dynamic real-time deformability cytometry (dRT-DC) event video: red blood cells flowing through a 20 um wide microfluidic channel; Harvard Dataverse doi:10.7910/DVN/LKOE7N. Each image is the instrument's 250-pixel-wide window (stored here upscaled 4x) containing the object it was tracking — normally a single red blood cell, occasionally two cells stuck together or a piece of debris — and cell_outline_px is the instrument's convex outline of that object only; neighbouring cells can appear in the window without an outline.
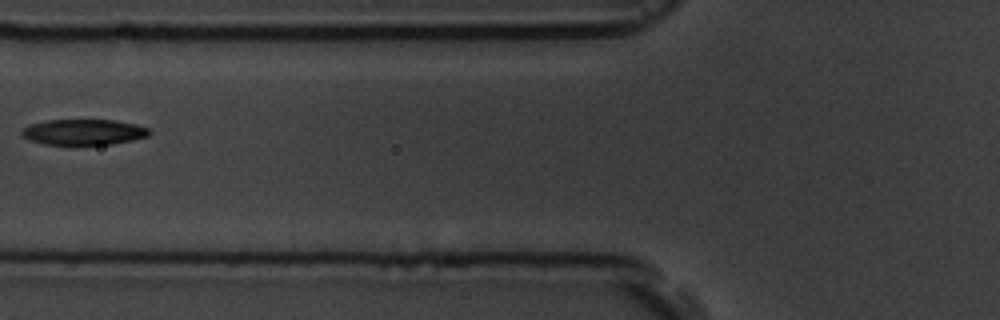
{"species": "common noctule bat (a hibernating species)", "species_latin": "Nyctalus noctula", "temperature_condition": "room temperature", "stored_images_in_passage": 7, "camera_frame_rate_fps": 3000, "um_per_image_px": 0.085, "animal": {"sex": "male", "body_mass_g": 19.5, "forearm_length_mm": 54.6}, "frame": {"image": 1, "passage_image": 6, "time_ms": 6.667, "image_size_px": [1000, 320], "cell_outline_px": [[152, 132], [148, 136], [132, 140], [112, 144], [76, 148], [72, 148], [44, 144], [28, 140], [20, 136], [20, 132], [24, 128], [32, 124], [48, 120], [116, 120], [136, 124], [148, 128]], "centroid_in_image_um": [7.08, 11.28], "position_along_channel_um": 118.7, "area_um2": 20.11}}
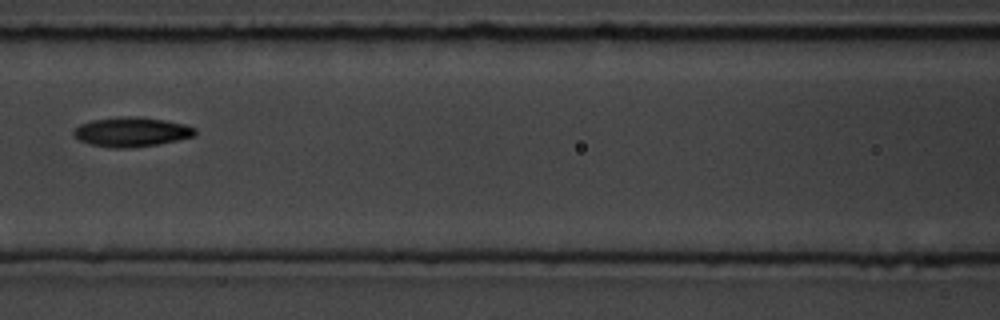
{"frame": {"image": 2, "passage_image": 7, "time_ms": 7.667, "image_size_px": [1000, 320], "cell_outline_px": [[196, 136], [156, 144], [124, 148], [112, 148], [88, 144], [80, 140], [72, 132], [80, 124], [92, 120], [120, 116], [136, 116], [164, 120], [184, 124], [196, 128]], "centroid_in_image_um": [11.17, 11.2], "position_along_channel_um": 155.4, "area_um2": 20.75}}